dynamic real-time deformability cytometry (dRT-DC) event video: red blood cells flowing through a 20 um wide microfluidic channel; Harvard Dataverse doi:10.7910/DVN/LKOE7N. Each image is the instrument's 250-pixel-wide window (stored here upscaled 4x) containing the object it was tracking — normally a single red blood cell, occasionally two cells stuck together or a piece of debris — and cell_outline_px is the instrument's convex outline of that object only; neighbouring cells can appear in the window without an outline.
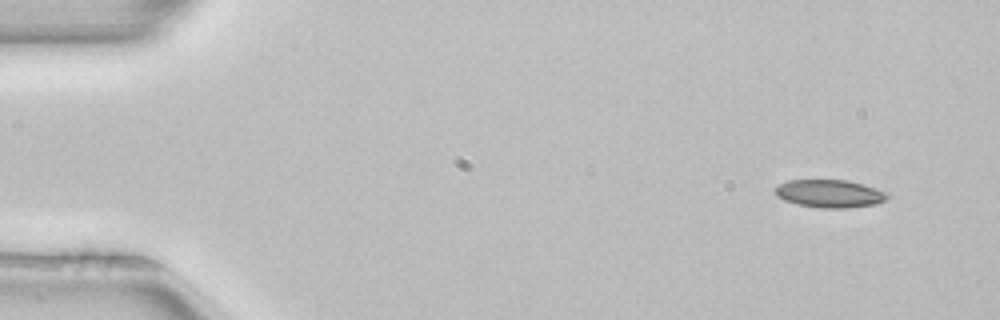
{"species": "common noctule bat (a hibernating species)", "species_latin": "Nyctalus noctula", "temperature_condition": "room temperature", "stored_images_in_passage": 3, "camera_frame_rate_fps": 3000, "um_per_image_px": 0.085, "animal": {"sex": "female", "body_mass_g": 22.7, "forearm_length_mm": 54.2}, "frame": {"image": 1, "passage_image": 1, "time_ms": 0.0, "image_size_px": [1000, 320], "cell_outline_px": [[888, 196], [884, 200], [876, 204], [848, 208], [820, 208], [796, 204], [784, 200], [776, 196], [776, 188], [780, 184], [788, 180], [848, 180], [884, 192]], "centroid_in_image_um": [70.47, 16.47], "position_along_channel_um": 14.5, "area_um2": 17.92}}
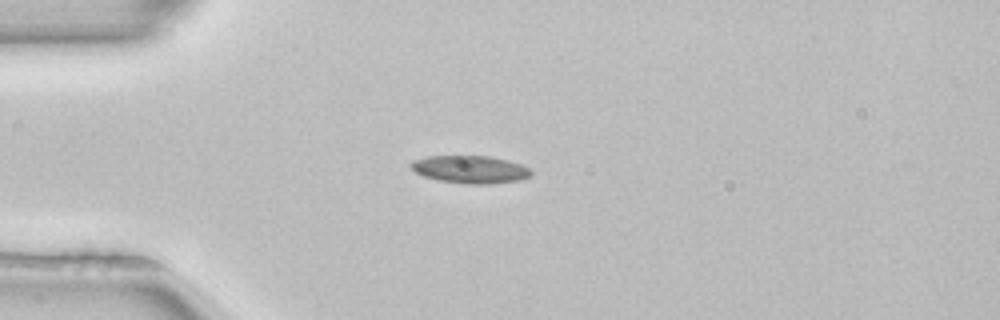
{"frame": {"image": 2, "passage_image": 3, "time_ms": 0.667, "image_size_px": [1000, 320], "cell_outline_px": [[532, 176], [520, 180], [488, 184], [464, 184], [440, 180], [424, 176], [416, 172], [412, 168], [412, 160], [428, 156], [488, 156], [508, 160], [520, 164], [528, 168], [532, 172]], "centroid_in_image_um": [40.0, 14.4], "position_along_channel_um": 45.0, "area_um2": 19.25}}